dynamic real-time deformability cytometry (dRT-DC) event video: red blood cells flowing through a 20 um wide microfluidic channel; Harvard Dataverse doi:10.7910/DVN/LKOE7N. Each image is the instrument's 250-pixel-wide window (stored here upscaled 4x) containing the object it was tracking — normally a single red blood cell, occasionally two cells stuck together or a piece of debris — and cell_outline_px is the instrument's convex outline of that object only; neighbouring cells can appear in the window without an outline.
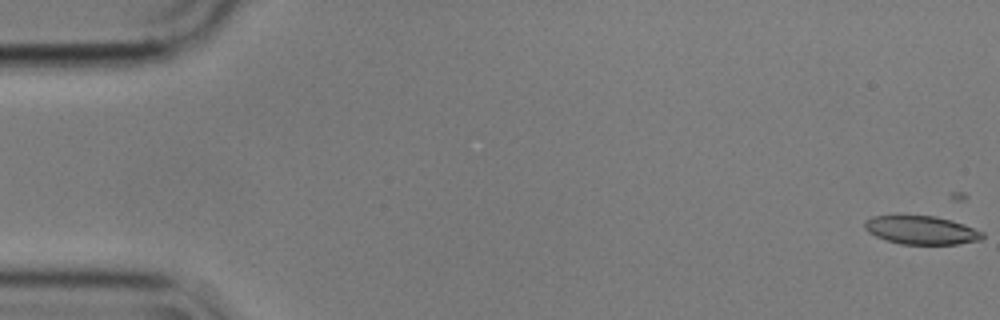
{"species": "common noctule bat (a hibernating species)", "species_latin": "Nyctalus noctula", "temperature_condition": "cold", "stored_images_in_passage": 15, "camera_frame_rate_fps": 3000, "um_per_image_px": 0.085, "animal": {"sex": "male", "body_mass_g": 17.9}, "frame": {"image": 1, "passage_image": 1, "time_ms": 0.0, "image_size_px": [1000, 320], "cell_outline_px": [[984, 236], [980, 240], [956, 244], [900, 244], [884, 240], [868, 232], [864, 228], [864, 220], [872, 216], [936, 216], [964, 224], [984, 232]], "centroid_in_image_um": [78.29, 19.56], "position_along_channel_um": 6.7, "area_um2": 19.54}}
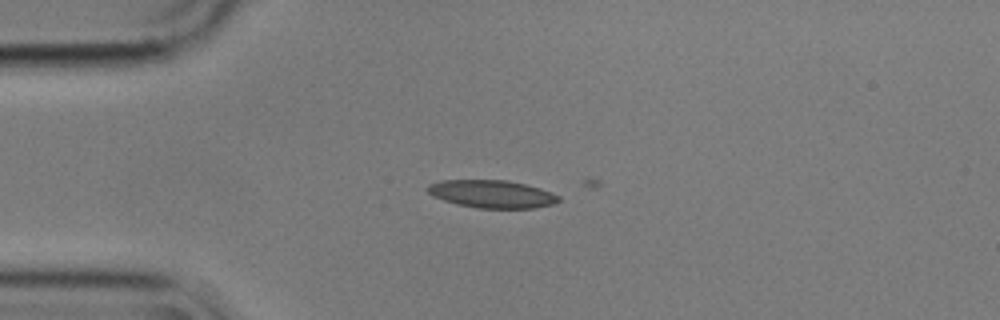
{"frame": {"image": 2, "passage_image": 14, "time_ms": 4.333, "image_size_px": [1000, 320], "cell_outline_px": [[560, 200], [552, 204], [536, 208], [480, 208], [456, 204], [444, 200], [428, 192], [424, 188], [428, 184], [440, 180], [508, 180], [540, 188], [560, 196]], "centroid_in_image_um": [41.8, 16.48], "position_along_channel_um": 43.2, "area_um2": 21.15}}